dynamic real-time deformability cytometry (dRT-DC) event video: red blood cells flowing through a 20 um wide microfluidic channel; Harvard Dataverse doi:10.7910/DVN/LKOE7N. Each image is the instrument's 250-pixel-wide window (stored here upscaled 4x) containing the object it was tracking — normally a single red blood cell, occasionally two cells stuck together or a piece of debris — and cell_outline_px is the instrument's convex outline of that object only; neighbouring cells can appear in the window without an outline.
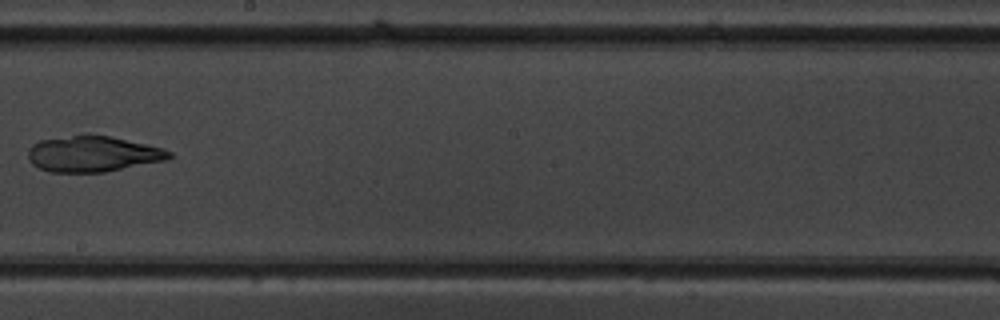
{"species": "common noctule bat (a hibernating species)", "species_latin": "Nyctalus noctula", "temperature_condition": "warm", "stored_images_in_passage": 7, "segment_of_instrument_passage": [2, 2], "camera_frame_rate_fps": 3000, "um_per_image_px": 0.085, "animal": {"sex": "male", "body_mass_g": 19.5, "forearm_length_mm": 54.6}, "frame": {"image": 1, "passage_image": 7, "time_ms": 7.667, "image_size_px": [1000, 320], "cell_outline_px": [[176, 156], [168, 160], [104, 172], [48, 172], [32, 164], [28, 156], [28, 148], [32, 144], [40, 140], [84, 132], [88, 132], [112, 136], [164, 148], [172, 152]], "centroid_in_image_um": [7.92, 13.05], "position_along_channel_um": 240.3, "area_um2": 30.35}}